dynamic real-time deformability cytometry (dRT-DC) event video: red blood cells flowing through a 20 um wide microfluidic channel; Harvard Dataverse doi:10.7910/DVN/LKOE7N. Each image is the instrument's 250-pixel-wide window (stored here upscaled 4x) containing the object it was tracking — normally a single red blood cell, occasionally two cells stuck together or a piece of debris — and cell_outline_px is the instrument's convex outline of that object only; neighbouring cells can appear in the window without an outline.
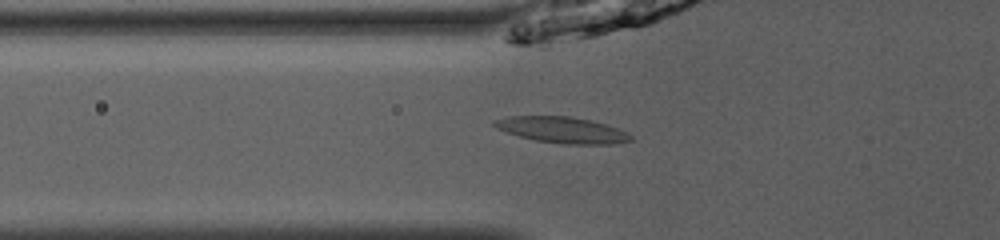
{"species": "common noctule bat (a hibernating species)", "species_latin": "Nyctalus noctula", "temperature_condition": "room temperature", "stored_images_in_passage": 53, "camera_frame_rate_fps": 3000, "um_per_image_px": 0.085, "animal": {"sex": "male", "body_mass_g": 13.0, "forearm_length_mm": 53.1}, "frame": {"image": 1, "passage_image": 21, "time_ms": 6.667, "image_size_px": [1000, 240], "cell_outline_px": [[632, 140], [612, 144], [568, 144], [536, 140], [520, 136], [508, 132], [492, 124], [492, 120], [508, 116], [572, 116], [608, 124], [628, 132], [632, 136]], "centroid_in_image_um": [47.84, 11.03], "position_along_channel_um": 78.0, "area_um2": 20.63}}
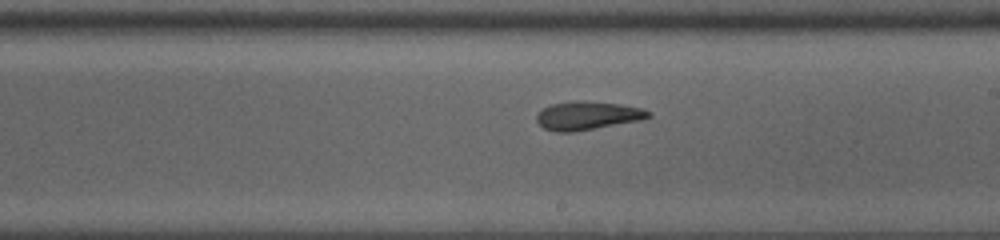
{"frame": {"image": 2, "passage_image": 33, "time_ms": 10.667, "image_size_px": [1000, 240], "cell_outline_px": [[652, 116], [640, 120], [572, 132], [556, 132], [544, 128], [536, 120], [536, 116], [544, 108], [552, 104], [576, 100], [580, 100], [620, 104], [640, 108], [652, 112]], "centroid_in_image_um": [49.94, 9.82], "position_along_channel_um": 239.1, "area_um2": 18.32}}
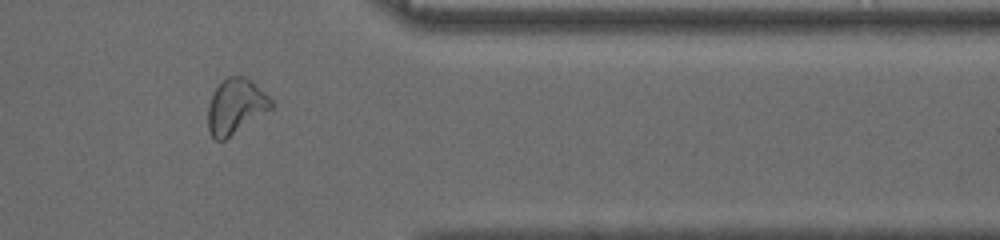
{"frame": {"image": 3, "passage_image": 45, "time_ms": 14.667, "image_size_px": [1000, 240], "cell_outline_px": [[272, 108], [224, 140], [216, 140], [212, 136], [208, 128], [208, 104], [216, 88], [228, 76], [244, 76], [252, 80], [272, 100]], "centroid_in_image_um": [20.03, 9.03], "position_along_channel_um": 391.4, "area_um2": 19.94}, "authors_computed_cell_mechanics": {"area_um2": 19.4786, "velocity_mm_per_s": 3.9967, "shape_relaxation_time_tau1_ms": 6.8514, "shape_relaxation_time_tau2_ms": 5.0941, "deformation_change_tau1": 0.2101, "deformation_change_tau2": 0.0966}}